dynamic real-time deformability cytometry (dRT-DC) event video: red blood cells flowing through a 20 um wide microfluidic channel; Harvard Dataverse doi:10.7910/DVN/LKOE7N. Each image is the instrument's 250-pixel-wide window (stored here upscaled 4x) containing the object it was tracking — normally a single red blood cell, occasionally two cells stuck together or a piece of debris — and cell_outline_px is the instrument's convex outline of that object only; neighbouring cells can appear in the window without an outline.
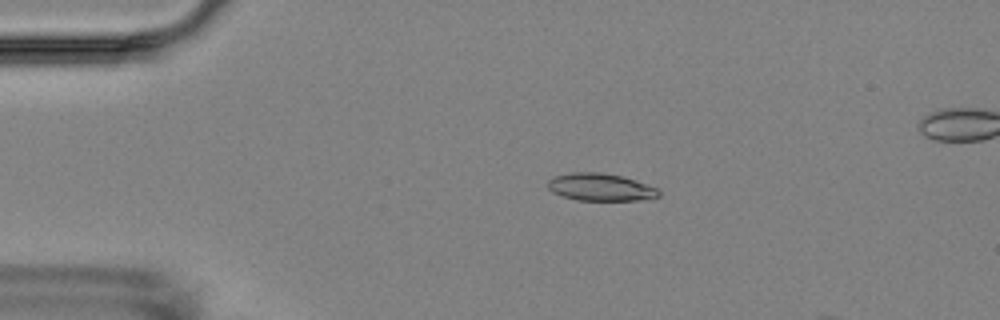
{"species": "Egyptian fruit bat (a non-hibernating species)", "species_latin": "Rousettus aegyptiacus", "temperature_condition": "room temperature", "stored_images_in_passage": 4, "camera_frame_rate_fps": 3000, "um_per_image_px": 0.085, "animal": {"sex": "female"}, "frame": {"image": 1, "passage_image": 3, "time_ms": 2.333, "image_size_px": [1000, 320], "cell_outline_px": [[660, 196], [640, 200], [576, 200], [552, 192], [548, 188], [548, 180], [552, 176], [572, 172], [600, 172], [624, 176], [660, 188]], "centroid_in_image_um": [51.07, 15.89], "position_along_channel_um": 33.9, "area_um2": 17.98}}